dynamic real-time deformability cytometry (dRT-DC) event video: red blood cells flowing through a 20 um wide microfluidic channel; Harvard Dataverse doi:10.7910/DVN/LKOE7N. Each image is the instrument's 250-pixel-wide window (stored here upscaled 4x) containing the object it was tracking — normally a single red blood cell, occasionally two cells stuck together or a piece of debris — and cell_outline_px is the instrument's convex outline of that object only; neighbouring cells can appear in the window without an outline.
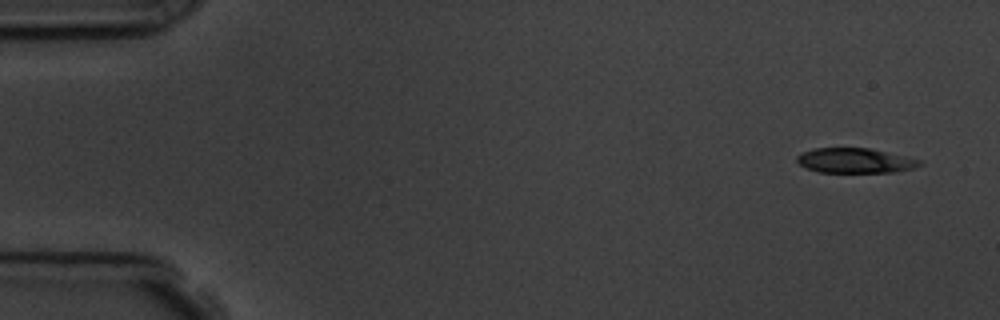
{"species": "common noctule bat (a hibernating species)", "species_latin": "Nyctalus noctula", "temperature_condition": "room temperature", "stored_images_in_passage": 10, "camera_frame_rate_fps": 3000, "um_per_image_px": 0.085, "animal": {"sex": "male", "body_mass_g": 19.5, "forearm_length_mm": 54.6}, "frame": {"image": 1, "passage_image": 1, "time_ms": 0.0, "image_size_px": [1000, 320], "cell_outline_px": [[924, 164], [912, 168], [896, 172], [820, 172], [804, 168], [796, 160], [796, 156], [800, 152], [812, 148], [868, 148], [920, 160]], "centroid_in_image_um": [72.61, 13.65], "position_along_channel_um": 12.4, "area_um2": 17.74}}
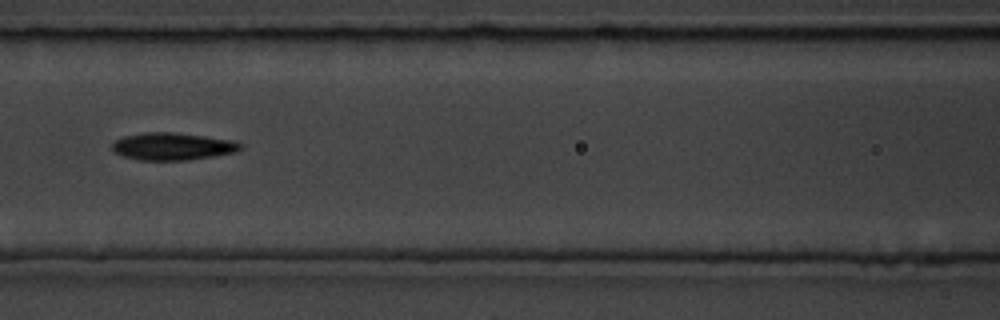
{"frame": {"image": 2, "passage_image": 7, "time_ms": 7.0, "image_size_px": [1000, 320], "cell_outline_px": [[244, 148], [236, 152], [216, 156], [188, 160], [140, 160], [124, 156], [116, 152], [112, 148], [112, 144], [116, 140], [124, 136], [144, 132], [176, 132], [236, 140], [244, 144]], "centroid_in_image_um": [14.76, 12.43], "position_along_channel_um": 151.8, "area_um2": 20.75}}
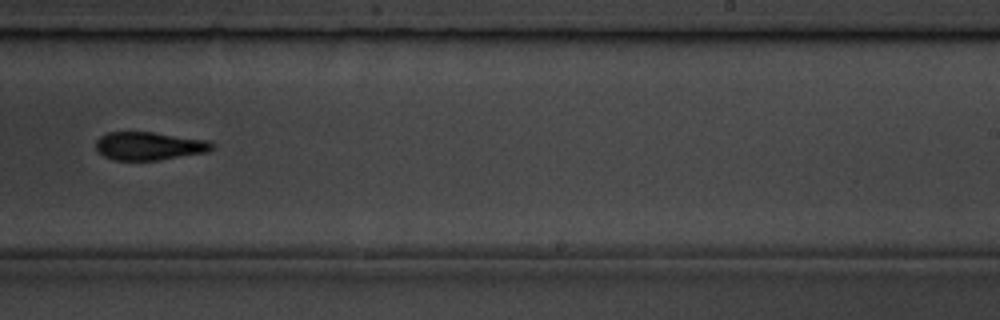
{"frame": {"image": 3, "passage_image": 10, "time_ms": 10.333, "image_size_px": [1000, 320], "cell_outline_px": [[216, 144], [208, 152], [156, 160], [116, 160], [104, 156], [96, 148], [96, 140], [104, 132], [152, 132], [208, 140]], "centroid_in_image_um": [12.68, 12.4], "position_along_channel_um": 276.3, "area_um2": 19.02}}